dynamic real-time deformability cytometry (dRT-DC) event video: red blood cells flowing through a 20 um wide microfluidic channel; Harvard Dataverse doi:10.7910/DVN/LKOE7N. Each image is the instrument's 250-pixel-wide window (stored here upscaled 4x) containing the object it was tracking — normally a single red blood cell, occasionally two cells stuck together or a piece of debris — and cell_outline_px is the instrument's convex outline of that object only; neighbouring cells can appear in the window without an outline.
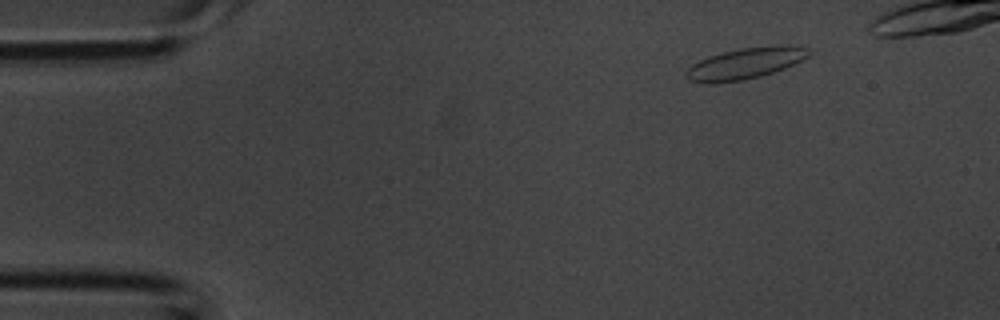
{"species": "common noctule bat (a hibernating species)", "species_latin": "Nyctalus noctula", "temperature_condition": "room temperature", "stored_images_in_passage": 5, "camera_frame_rate_fps": 3000, "um_per_image_px": 0.085, "animal": {"sex": "male", "body_mass_g": 20.1, "forearm_length_mm": 53.5}, "frame": {"image": 1, "passage_image": 5, "time_ms": 1.333, "image_size_px": [1000, 320], "cell_outline_px": [[812, 52], [808, 56], [784, 68], [760, 76], [744, 80], [716, 84], [712, 84], [688, 80], [684, 76], [684, 72], [692, 64], [708, 56], [740, 48], [780, 44], [788, 44], [808, 48]], "centroid_in_image_um": [63.32, 5.39], "position_along_channel_um": 21.7, "area_um2": 22.48}}